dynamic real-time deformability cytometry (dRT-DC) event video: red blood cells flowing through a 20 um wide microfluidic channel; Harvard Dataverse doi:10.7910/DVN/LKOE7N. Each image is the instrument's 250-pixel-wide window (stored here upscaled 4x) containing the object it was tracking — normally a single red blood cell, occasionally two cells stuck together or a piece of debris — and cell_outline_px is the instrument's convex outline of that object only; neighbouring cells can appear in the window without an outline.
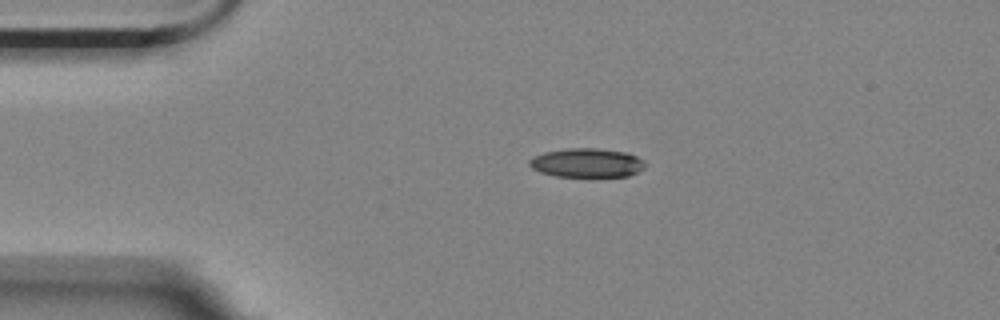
{"species": "Egyptian fruit bat (a non-hibernating species)", "species_latin": "Rousettus aegyptiacus", "temperature_condition": "room temperature", "stored_images_in_passage": 29, "camera_frame_rate_fps": 3000, "um_per_image_px": 0.085, "animal": {"sex": "female"}, "frame": {"image": 1, "passage_image": 1, "time_ms": 0.0, "image_size_px": [1000, 320], "cell_outline_px": [[648, 164], [644, 168], [628, 176], [556, 176], [540, 172], [532, 168], [528, 164], [528, 160], [532, 156], [544, 152], [568, 148], [596, 148], [628, 152], [644, 160]], "centroid_in_image_um": [49.88, 13.83], "position_along_channel_um": 35.1, "area_um2": 19.71}}
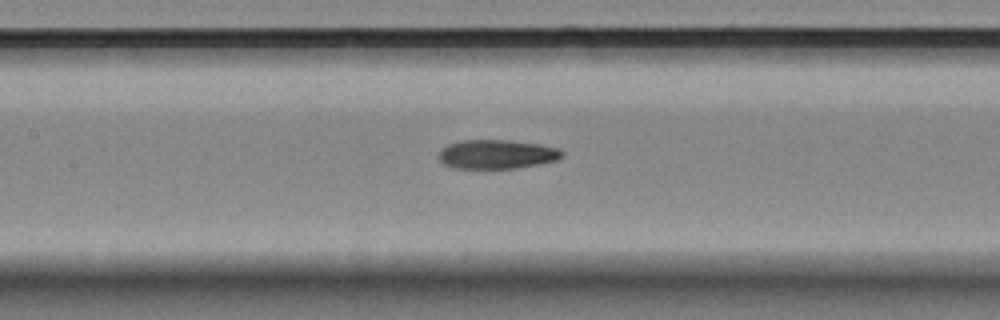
{"frame": {"image": 2, "passage_image": 15, "time_ms": 4.667, "image_size_px": [1000, 320], "cell_outline_px": [[564, 156], [556, 160], [516, 168], [456, 168], [444, 164], [440, 160], [440, 148], [448, 144], [464, 140], [508, 140], [540, 144], [560, 148], [564, 152]], "centroid_in_image_um": [42.25, 13.1], "position_along_channel_um": 165.1, "area_um2": 20.81}}
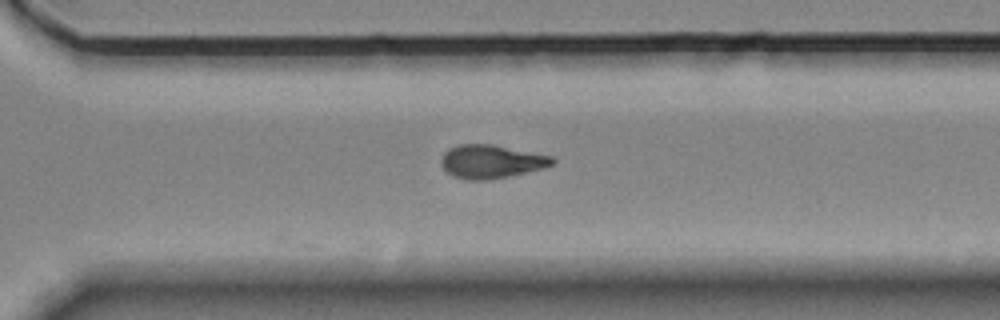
{"frame": {"image": 3, "passage_image": 29, "time_ms": 9.333, "image_size_px": [1000, 320], "cell_outline_px": [[556, 164], [544, 168], [508, 176], [488, 180], [468, 180], [452, 176], [440, 164], [440, 160], [444, 152], [448, 148], [456, 144], [492, 144], [552, 156], [556, 160]], "centroid_in_image_um": [41.74, 13.72], "position_along_channel_um": 328.9, "area_um2": 21.85}}